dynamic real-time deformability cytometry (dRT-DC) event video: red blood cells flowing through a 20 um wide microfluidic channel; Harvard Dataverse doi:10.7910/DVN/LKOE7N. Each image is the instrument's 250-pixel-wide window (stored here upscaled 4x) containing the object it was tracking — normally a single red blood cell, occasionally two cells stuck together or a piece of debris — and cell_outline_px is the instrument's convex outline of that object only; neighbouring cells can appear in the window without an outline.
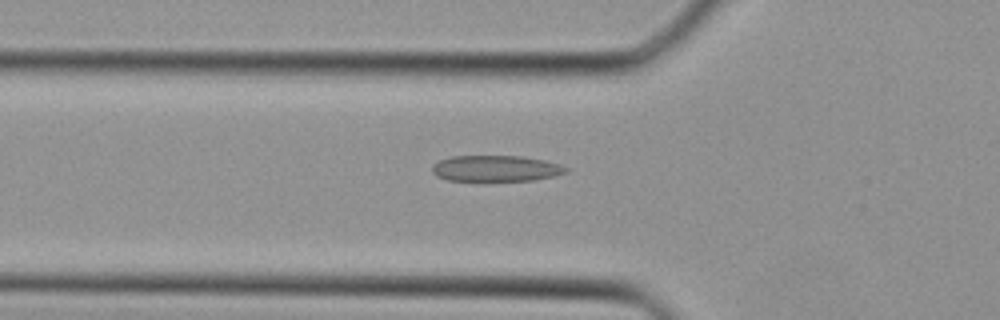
{"species": "Egyptian fruit bat (a non-hibernating species)", "species_latin": "Rousettus aegyptiacus", "temperature_condition": "cold", "stored_images_in_passage": 30, "camera_frame_rate_fps": 3000, "um_per_image_px": 0.085, "animal": {"sex": "female"}, "frame": {"image": 1, "passage_image": 5, "time_ms": 1.333, "image_size_px": [1000, 320], "cell_outline_px": [[568, 172], [552, 176], [532, 180], [448, 180], [436, 176], [432, 172], [432, 164], [440, 160], [452, 156], [524, 156], [544, 160], [560, 164], [568, 168]], "centroid_in_image_um": [42.14, 14.3], "position_along_channel_um": 83.7, "area_um2": 20.17}}
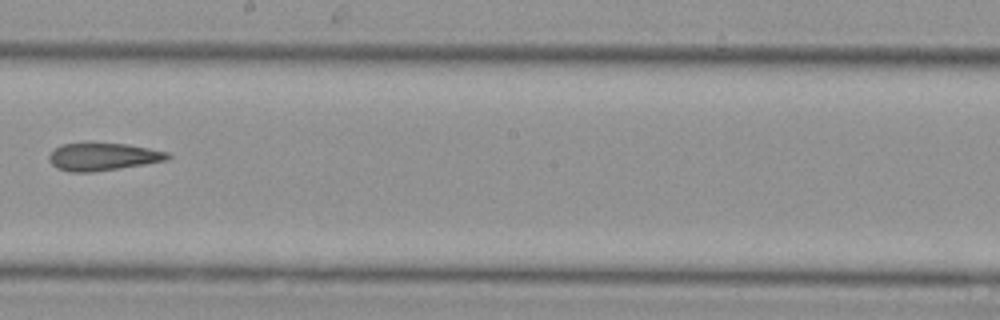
{"frame": {"image": 2, "passage_image": 14, "time_ms": 4.333, "image_size_px": [1000, 320], "cell_outline_px": [[172, 156], [168, 160], [120, 168], [92, 172], [72, 172], [56, 168], [48, 160], [48, 156], [60, 144], [128, 144], [168, 152]], "centroid_in_image_um": [8.76, 13.33], "position_along_channel_um": 239.4, "area_um2": 18.84}}
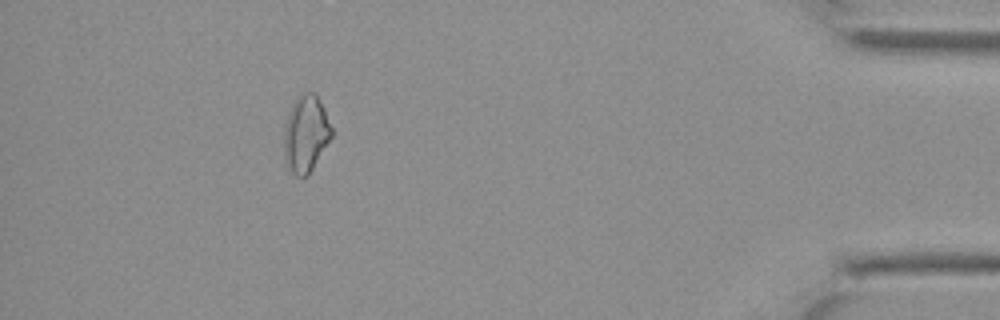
{"frame": {"image": 3, "passage_image": 27, "time_ms": 8.667, "image_size_px": [1000, 320], "cell_outline_px": [[332, 136], [308, 176], [296, 176], [292, 172], [284, 156], [284, 124], [292, 104], [296, 96], [304, 92], [316, 92], [324, 108], [332, 128]], "centroid_in_image_um": [25.99, 11.33], "position_along_channel_um": 409.2, "area_um2": 21.33}}